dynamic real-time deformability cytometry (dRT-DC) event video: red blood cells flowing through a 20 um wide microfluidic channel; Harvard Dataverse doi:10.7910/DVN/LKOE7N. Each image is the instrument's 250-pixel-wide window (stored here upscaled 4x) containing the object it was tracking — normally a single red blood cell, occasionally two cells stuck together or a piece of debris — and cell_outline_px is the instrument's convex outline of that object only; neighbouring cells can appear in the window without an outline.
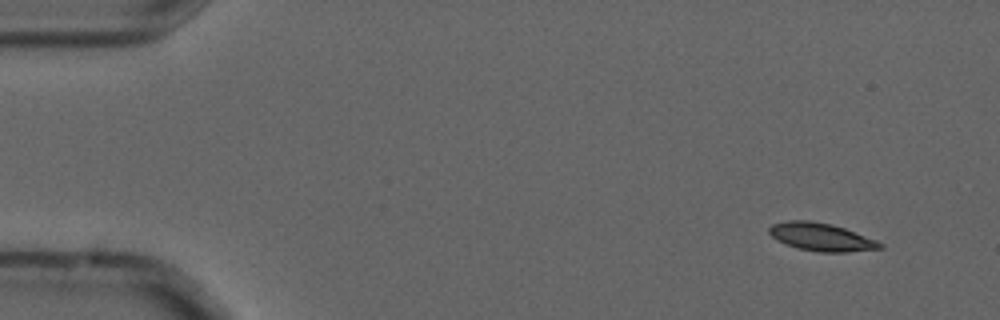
{"species": "common noctule bat (a hibernating species)", "species_latin": "Nyctalus noctula", "temperature_condition": "cold", "stored_images_in_passage": 4, "camera_frame_rate_fps": 3000, "um_per_image_px": 0.085, "animal": {"sex": "male", "forearm_length_mm": 52.5}, "frame": {"image": 1, "passage_image": 2, "time_ms": 0.333, "image_size_px": [1000, 320], "cell_outline_px": [[884, 248], [848, 252], [820, 252], [796, 248], [776, 240], [768, 232], [768, 228], [772, 224], [788, 220], [812, 220], [832, 224], [844, 228], [876, 240], [884, 244]], "centroid_in_image_um": [69.79, 20.14], "position_along_channel_um": 15.2, "area_um2": 18.15}}